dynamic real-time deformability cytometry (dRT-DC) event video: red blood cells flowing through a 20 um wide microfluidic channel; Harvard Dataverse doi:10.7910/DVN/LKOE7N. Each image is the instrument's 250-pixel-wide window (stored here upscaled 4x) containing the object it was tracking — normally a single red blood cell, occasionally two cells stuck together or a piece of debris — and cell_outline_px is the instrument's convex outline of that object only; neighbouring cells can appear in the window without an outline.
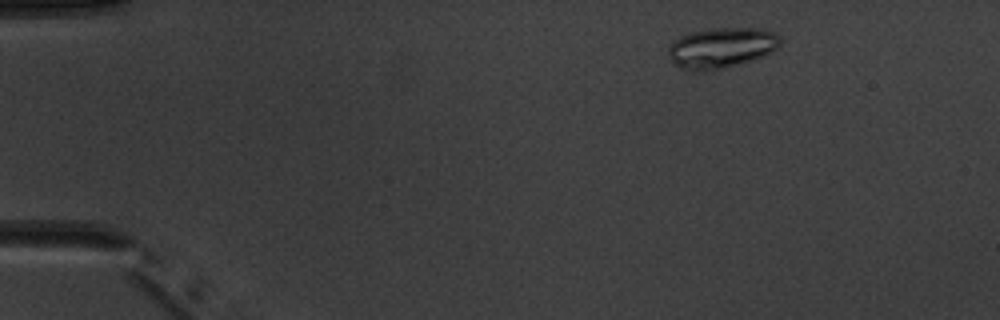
{"species": "common noctule bat (a hibernating species)", "species_latin": "Nyctalus noctula", "temperature_condition": "warm", "stored_images_in_passage": 3, "camera_frame_rate_fps": 3000, "um_per_image_px": 0.085, "animal": {"sex": "male", "body_mass_g": 20.1, "forearm_length_mm": 53.5}, "frame": {"image": 1, "passage_image": 2, "time_ms": 1.333, "image_size_px": [1000, 320], "cell_outline_px": [[780, 44], [776, 48], [764, 56], [752, 60], [724, 68], [700, 72], [692, 72], [680, 68], [668, 56], [668, 44], [672, 40], [680, 36], [692, 32], [712, 28], [760, 28], [772, 32], [780, 36]], "centroid_in_image_um": [61.27, 4.07], "position_along_channel_um": 23.7, "area_um2": 26.59}}